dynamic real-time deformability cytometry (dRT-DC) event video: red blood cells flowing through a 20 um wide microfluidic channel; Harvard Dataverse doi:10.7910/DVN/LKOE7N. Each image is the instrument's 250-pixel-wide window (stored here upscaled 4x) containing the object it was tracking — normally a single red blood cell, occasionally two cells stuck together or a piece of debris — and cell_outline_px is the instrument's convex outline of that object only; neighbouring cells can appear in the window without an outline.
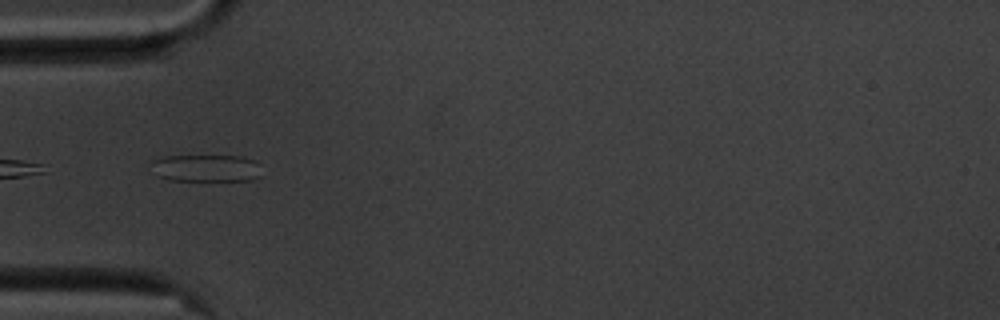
{"species": "common noctule bat (a hibernating species)", "species_latin": "Nyctalus noctula", "temperature_condition": "cold", "stored_images_in_passage": 41, "segment_of_instrument_passage": [1, 2], "camera_frame_rate_fps": 3000, "um_per_image_px": 0.085, "animal": {"sex": "male", "body_mass_g": 20.1, "forearm_length_mm": 53.5}, "frame": {"image": 1, "passage_image": 17, "time_ms": 5.333, "image_size_px": [1000, 320], "cell_outline_px": [[260, 176], [252, 180], [172, 180], [160, 176], [148, 164], [152, 160], [164, 156], [240, 156], [256, 160], [260, 164]], "centroid_in_image_um": [17.55, 14.27], "position_along_channel_um": 67.5, "area_um2": 17.51}}
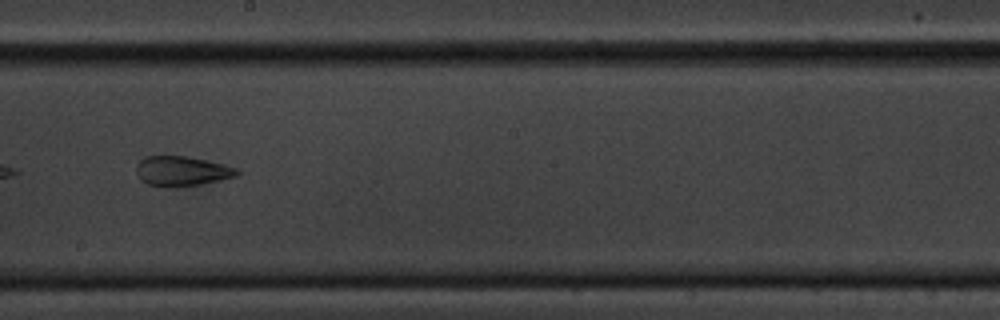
{"frame": {"image": 2, "passage_image": 31, "time_ms": 10.0, "image_size_px": [1000, 320], "cell_outline_px": [[240, 176], [200, 184], [176, 188], [148, 184], [140, 180], [136, 172], [136, 164], [144, 156], [184, 156], [224, 164], [236, 168], [240, 172]], "centroid_in_image_um": [15.45, 14.55], "position_along_channel_um": 232.7, "area_um2": 17.63}}
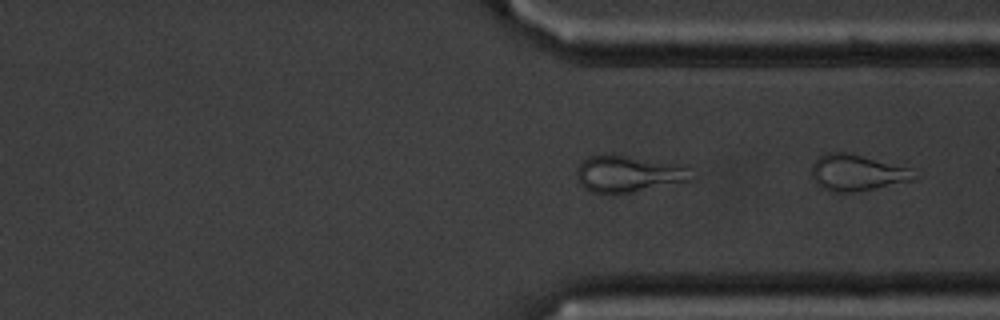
{"frame": {"image": 3, "passage_image": 40, "time_ms": 13.0, "image_size_px": [1000, 320], "cell_outline_px": [[696, 176], [692, 180], [612, 196], [592, 192], [584, 188], [580, 184], [576, 176], [576, 172], [580, 164], [588, 156], [628, 156], [680, 164], [688, 168]], "centroid_in_image_um": [53.43, 14.82], "position_along_channel_um": 358.0, "area_um2": 24.57}}